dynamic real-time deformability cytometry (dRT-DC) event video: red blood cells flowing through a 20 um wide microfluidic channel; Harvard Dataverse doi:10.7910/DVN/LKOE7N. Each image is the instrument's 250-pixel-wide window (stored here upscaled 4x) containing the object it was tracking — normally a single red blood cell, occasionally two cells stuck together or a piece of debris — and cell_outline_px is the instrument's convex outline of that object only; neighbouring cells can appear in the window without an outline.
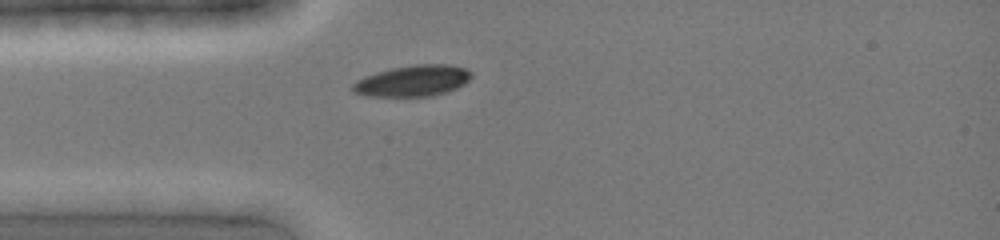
{"species": "common noctule bat (a hibernating species)", "species_latin": "Nyctalus noctula", "temperature_condition": "cold", "stored_images_in_passage": 7, "camera_frame_rate_fps": 3000, "um_per_image_px": 0.085, "animal": {"sex": "female", "body_mass_g": 19.0, "forearm_length_mm": 51.5}, "frame": {"image": 1, "passage_image": 1, "time_ms": 0.0, "image_size_px": [1000, 240], "cell_outline_px": [[472, 76], [464, 84], [448, 92], [432, 96], [368, 96], [352, 92], [352, 84], [356, 80], [364, 76], [376, 72], [392, 68], [412, 64], [448, 64], [464, 68], [472, 72]], "centroid_in_image_um": [35.08, 6.86], "position_along_channel_um": 49.9, "area_um2": 21.68}}